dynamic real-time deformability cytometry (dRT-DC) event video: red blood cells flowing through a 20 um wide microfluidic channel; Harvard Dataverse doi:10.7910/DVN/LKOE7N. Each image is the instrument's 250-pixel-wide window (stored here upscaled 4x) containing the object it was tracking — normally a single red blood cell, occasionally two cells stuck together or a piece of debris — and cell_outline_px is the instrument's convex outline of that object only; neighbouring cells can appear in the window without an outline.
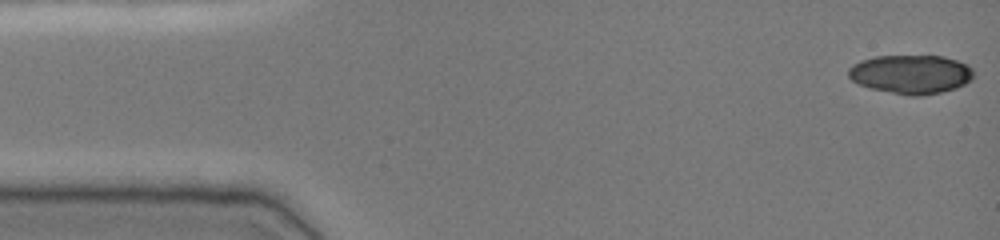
{"species": "common noctule bat (a hibernating species)", "species_latin": "Nyctalus noctula", "temperature_condition": "cold", "stored_images_in_passage": 48, "camera_frame_rate_fps": 3000, "um_per_image_px": 0.085, "animal": {"sex": "female", "body_mass_g": 19.0, "forearm_length_mm": 51.5}, "frame": {"image": 1, "passage_image": 1, "time_ms": 0.0, "image_size_px": [1000, 240], "cell_outline_px": [[972, 80], [956, 88], [940, 92], [920, 96], [908, 96], [868, 88], [852, 80], [848, 76], [848, 68], [852, 64], [860, 60], [876, 56], [944, 56], [968, 64], [972, 68]], "centroid_in_image_um": [77.41, 6.31], "position_along_channel_um": 7.6, "area_um2": 28.55}}